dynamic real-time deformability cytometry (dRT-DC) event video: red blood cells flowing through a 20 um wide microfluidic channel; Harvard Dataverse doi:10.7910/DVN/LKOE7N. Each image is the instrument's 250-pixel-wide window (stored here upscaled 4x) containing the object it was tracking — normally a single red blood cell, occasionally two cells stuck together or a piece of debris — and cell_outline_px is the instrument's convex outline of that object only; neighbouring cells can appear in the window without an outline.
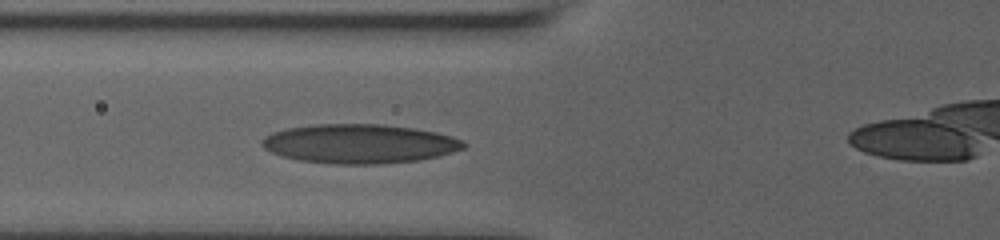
{"species": "human", "species_latin": "Homo sapiens", "temperature_condition": "room temperature", "stored_images_in_passage": 2, "camera_frame_rate_fps": 3000, "um_per_image_px": 0.085, "donor": {"sex": "male"}, "frame": {"image": 1, "passage_image": 2, "time_ms": 0.667, "image_size_px": [1000, 240], "cell_outline_px": [[468, 144], [464, 148], [452, 152], [420, 160], [384, 164], [332, 164], [300, 160], [284, 156], [272, 152], [264, 148], [260, 144], [260, 140], [264, 136], [272, 132], [288, 128], [316, 124], [380, 124], [412, 128], [436, 132], [452, 136], [464, 140]], "centroid_in_image_um": [30.56, 12.22], "position_along_channel_um": 95.2, "area_um2": 46.18}}